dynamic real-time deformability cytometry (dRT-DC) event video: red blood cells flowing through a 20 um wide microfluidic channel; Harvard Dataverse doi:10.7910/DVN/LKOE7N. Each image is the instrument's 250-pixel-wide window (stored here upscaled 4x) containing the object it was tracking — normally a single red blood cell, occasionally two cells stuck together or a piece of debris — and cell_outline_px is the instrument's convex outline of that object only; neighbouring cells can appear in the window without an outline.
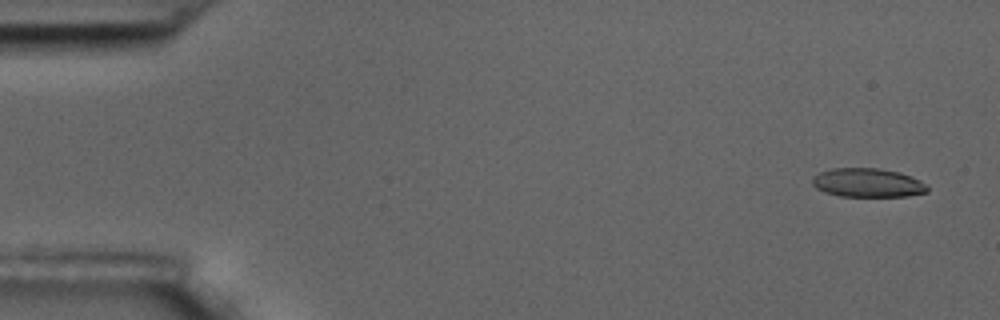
{"species": "common noctule bat (a hibernating species)", "species_latin": "Nyctalus noctula", "temperature_condition": "room temperature", "stored_images_in_passage": 5, "camera_frame_rate_fps": 3000, "um_per_image_px": 0.085, "animal": {"sex": "male", "body_mass_g": 17.5, "forearm_length_mm": 52.3}, "frame": {"image": 1, "passage_image": 1, "time_ms": 0.0, "image_size_px": [1000, 320], "cell_outline_px": [[928, 192], [908, 196], [840, 196], [824, 192], [816, 188], [812, 184], [812, 176], [820, 172], [832, 168], [876, 168], [900, 172], [924, 184], [928, 188]], "centroid_in_image_um": [73.69, 15.53], "position_along_channel_um": 11.3, "area_um2": 19.19}}
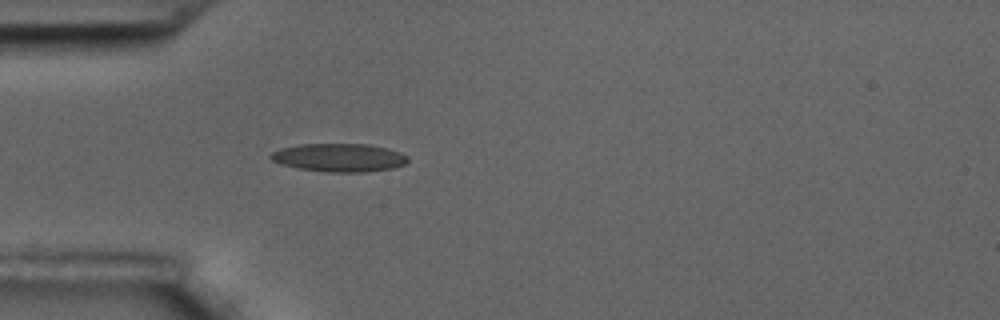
{"frame": {"image": 2, "passage_image": 5, "time_ms": 1.333, "image_size_px": [1000, 320], "cell_outline_px": [[408, 160], [404, 164], [392, 168], [364, 172], [328, 172], [300, 168], [280, 164], [272, 160], [268, 156], [272, 152], [280, 148], [300, 144], [368, 144], [388, 148], [400, 152], [408, 156]], "centroid_in_image_um": [28.82, 13.39], "position_along_channel_um": 56.2, "area_um2": 22.54}}